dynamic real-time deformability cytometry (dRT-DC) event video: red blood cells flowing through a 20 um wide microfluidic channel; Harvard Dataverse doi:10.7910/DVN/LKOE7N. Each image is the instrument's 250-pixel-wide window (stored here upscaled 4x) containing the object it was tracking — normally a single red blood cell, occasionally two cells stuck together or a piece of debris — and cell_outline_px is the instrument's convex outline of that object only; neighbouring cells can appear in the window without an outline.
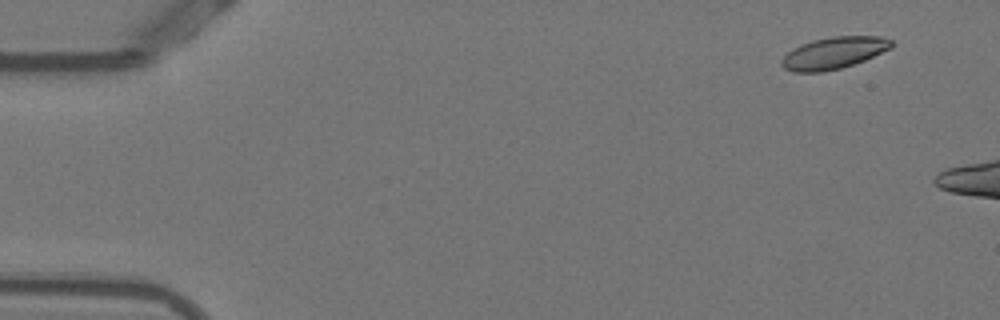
{"species": "Egyptian fruit bat (a non-hibernating species)", "species_latin": "Rousettus aegyptiacus", "temperature_condition": "warm", "stored_images_in_passage": 10, "camera_frame_rate_fps": 3000, "um_per_image_px": 0.085, "animal": {"sex": "female"}, "frame": {"image": 1, "passage_image": 4, "time_ms": 1.0, "image_size_px": [1000, 320], "cell_outline_px": [[892, 48], [864, 60], [840, 68], [820, 72], [792, 72], [784, 68], [780, 64], [780, 60], [792, 48], [800, 44], [812, 40], [832, 36], [880, 36], [892, 40]], "centroid_in_image_um": [70.84, 4.49], "position_along_channel_um": 14.2, "area_um2": 20.4}}